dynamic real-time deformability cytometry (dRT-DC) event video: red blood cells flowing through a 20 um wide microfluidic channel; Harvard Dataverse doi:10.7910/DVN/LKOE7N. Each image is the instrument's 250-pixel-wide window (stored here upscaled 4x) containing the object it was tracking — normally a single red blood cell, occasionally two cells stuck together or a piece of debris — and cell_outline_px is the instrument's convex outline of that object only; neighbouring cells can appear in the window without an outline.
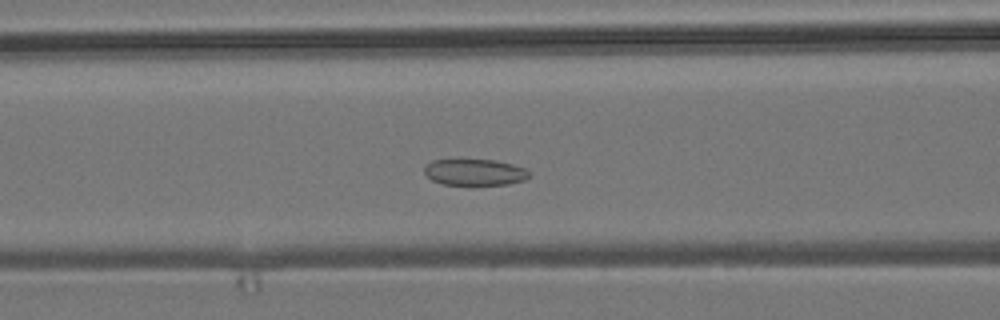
{"species": "common noctule bat (a hibernating species)", "species_latin": "Nyctalus noctula", "temperature_condition": "room temperature", "stored_images_in_passage": 51, "camera_frame_rate_fps": 3000, "um_per_image_px": 0.085, "animal": {"sex": "male", "body_mass_g": 19.2, "forearm_length_mm": 51.8}, "frame": {"image": 1, "passage_image": 19, "time_ms": 6.0, "image_size_px": [1000, 320], "cell_outline_px": [[532, 172], [524, 180], [508, 184], [444, 184], [432, 180], [424, 172], [424, 168], [432, 160], [492, 160], [512, 164], [524, 168]], "centroid_in_image_um": [40.37, 14.63], "position_along_channel_um": 126.2, "area_um2": 15.78}}
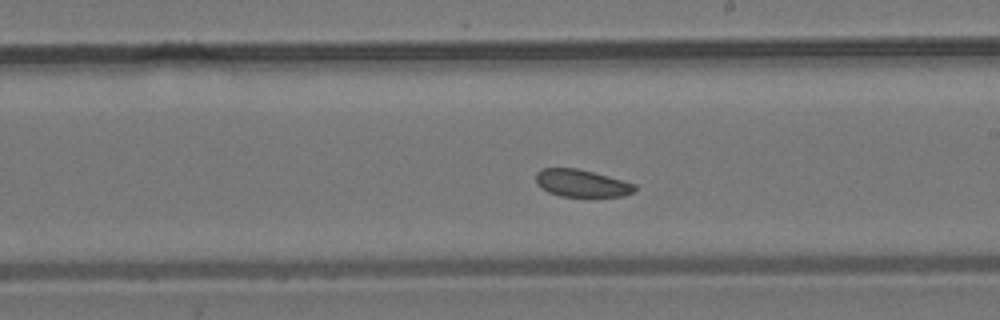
{"frame": {"image": 2, "passage_image": 28, "time_ms": 9.0, "image_size_px": [1000, 320], "cell_outline_px": [[636, 192], [624, 196], [560, 196], [548, 192], [540, 188], [536, 184], [536, 172], [544, 168], [576, 168], [608, 176], [636, 184]], "centroid_in_image_um": [49.43, 15.58], "position_along_channel_um": 239.6, "area_um2": 15.78}}
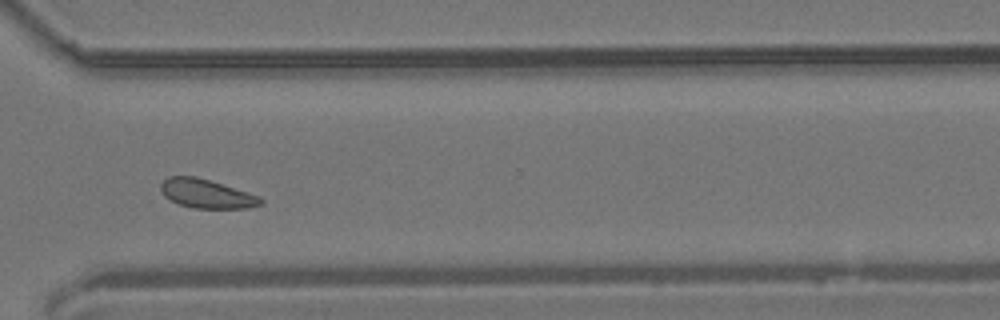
{"frame": {"image": 3, "passage_image": 37, "time_ms": 12.0, "image_size_px": [1000, 320], "cell_outline_px": [[264, 204], [248, 208], [192, 208], [180, 204], [164, 196], [160, 192], [160, 184], [168, 176], [196, 176], [260, 196], [264, 200]], "centroid_in_image_um": [17.56, 16.47], "position_along_channel_um": 353.0, "area_um2": 16.82}, "authors_computed_cell_mechanics": {"area_um2": 17.3978, "velocity_mm_per_s": 3.7831, "shape_relaxation_time_tau1_ms": null, "shape_relaxation_time_tau2_ms": 3.9327, "deformation_change_tau1": null, "deformation_change_tau2": 0.0863}}